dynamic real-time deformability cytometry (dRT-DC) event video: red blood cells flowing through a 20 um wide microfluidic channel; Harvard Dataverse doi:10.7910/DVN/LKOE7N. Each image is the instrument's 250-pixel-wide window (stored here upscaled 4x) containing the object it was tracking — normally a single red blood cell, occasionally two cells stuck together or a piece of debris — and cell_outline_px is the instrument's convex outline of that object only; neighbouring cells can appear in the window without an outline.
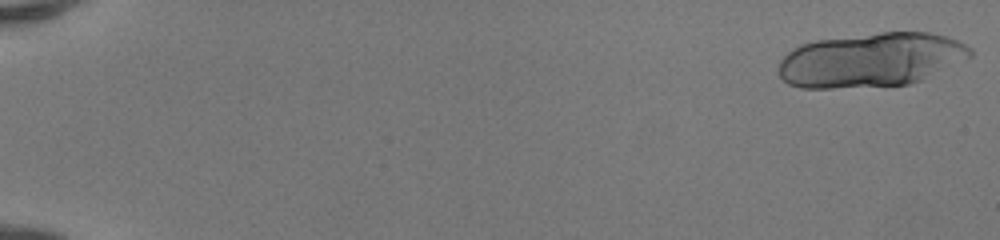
{"species": "human", "species_latin": "Homo sapiens", "temperature_condition": "room temperature", "stored_images_in_passage": 21, "camera_frame_rate_fps": 3000, "um_per_image_px": 0.085, "donor": {"sex": "female"}, "frame": {"image": 1, "passage_image": 1, "time_ms": 0.0, "image_size_px": [1000, 240], "cell_outline_px": [[972, 56], [920, 80], [908, 84], [832, 88], [800, 88], [788, 84], [780, 76], [780, 60], [788, 52], [800, 44], [816, 40], [880, 32], [928, 32], [944, 36], [956, 40], [972, 48]], "centroid_in_image_um": [74.01, 5.08], "position_along_channel_um": 11.0, "area_um2": 60.0}}